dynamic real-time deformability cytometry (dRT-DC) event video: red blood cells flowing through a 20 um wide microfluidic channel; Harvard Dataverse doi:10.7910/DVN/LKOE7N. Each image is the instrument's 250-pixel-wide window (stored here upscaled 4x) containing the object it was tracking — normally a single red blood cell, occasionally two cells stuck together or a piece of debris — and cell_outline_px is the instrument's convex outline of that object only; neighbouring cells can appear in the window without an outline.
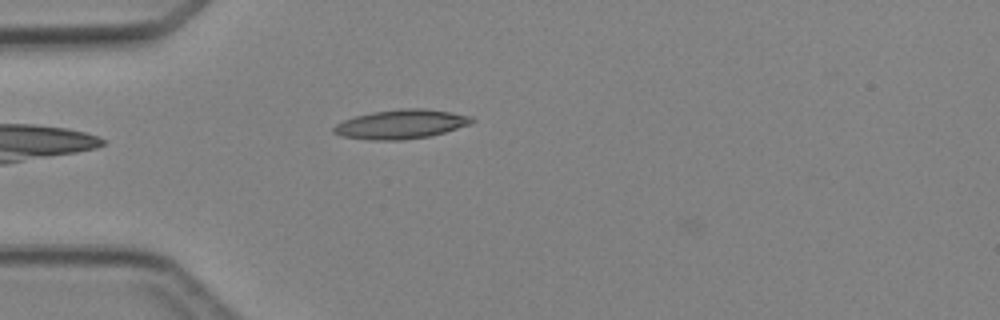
{"species": "Egyptian fruit bat (a non-hibernating species)", "species_latin": "Rousettus aegyptiacus", "temperature_condition": "cold", "stored_images_in_passage": 2, "camera_frame_rate_fps": 3000, "um_per_image_px": 0.085, "animal": {"sex": "female"}, "frame": {"image": 1, "passage_image": 2, "time_ms": 1.0, "image_size_px": [1000, 320], "cell_outline_px": [[476, 120], [472, 124], [444, 132], [428, 136], [404, 140], [368, 140], [340, 136], [332, 132], [332, 128], [336, 124], [344, 120], [356, 116], [372, 112], [400, 108], [424, 108], [452, 112], [472, 116]], "centroid_in_image_um": [34.1, 10.55], "position_along_channel_um": 50.9, "area_um2": 23.7}}